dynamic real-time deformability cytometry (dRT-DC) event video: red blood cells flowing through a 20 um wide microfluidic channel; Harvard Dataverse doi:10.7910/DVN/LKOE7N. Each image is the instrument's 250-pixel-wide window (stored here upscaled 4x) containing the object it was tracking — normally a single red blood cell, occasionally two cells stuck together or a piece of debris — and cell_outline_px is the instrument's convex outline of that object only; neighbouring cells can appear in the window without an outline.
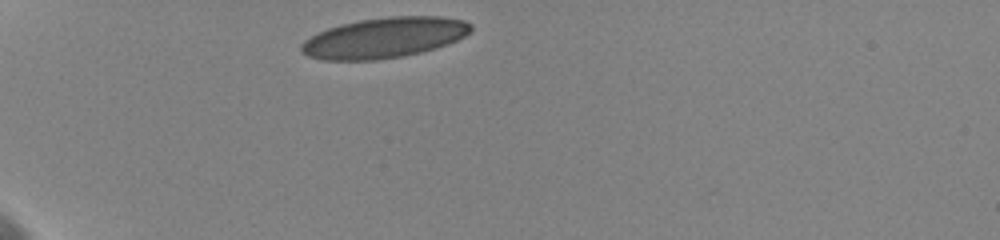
{"species": "human", "species_latin": "Homo sapiens", "temperature_condition": "cold", "stored_images_in_passage": 9, "camera_frame_rate_fps": 3000, "um_per_image_px": 0.085, "donor": {"sex": "female"}, "frame": {"image": 1, "passage_image": 1, "time_ms": 0.0, "image_size_px": [1000, 240], "cell_outline_px": [[472, 28], [464, 36], [456, 40], [436, 48], [404, 56], [376, 60], [324, 60], [308, 56], [300, 52], [300, 44], [304, 40], [328, 28], [340, 24], [360, 20], [388, 16], [440, 16], [464, 20], [472, 24]], "centroid_in_image_um": [32.65, 3.21], "position_along_channel_um": 52.4, "area_um2": 39.94}}